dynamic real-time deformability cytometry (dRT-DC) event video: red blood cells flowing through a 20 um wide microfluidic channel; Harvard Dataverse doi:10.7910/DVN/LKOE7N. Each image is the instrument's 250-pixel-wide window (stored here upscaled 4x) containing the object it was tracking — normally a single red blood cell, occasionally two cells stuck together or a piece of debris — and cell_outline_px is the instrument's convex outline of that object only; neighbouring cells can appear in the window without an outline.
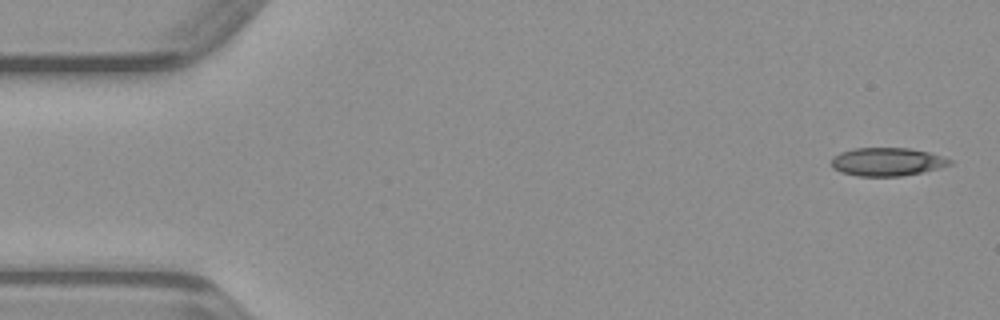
{"species": "common noctule bat (a hibernating species)", "species_latin": "Nyctalus noctula", "temperature_condition": "warm", "stored_images_in_passage": 14, "camera_frame_rate_fps": 3000, "um_per_image_px": 0.085, "animal": {"sex": "male", "body_mass_g": 23.1, "forearm_length_mm": 52.7}, "frame": {"image": 1, "passage_image": 1, "time_ms": 0.0, "image_size_px": [1000, 320], "cell_outline_px": [[952, 164], [920, 172], [900, 176], [860, 176], [840, 172], [832, 168], [832, 156], [840, 152], [856, 148], [908, 148], [928, 152], [952, 160]], "centroid_in_image_um": [75.35, 13.75], "position_along_channel_um": 9.7, "area_um2": 19.25}}
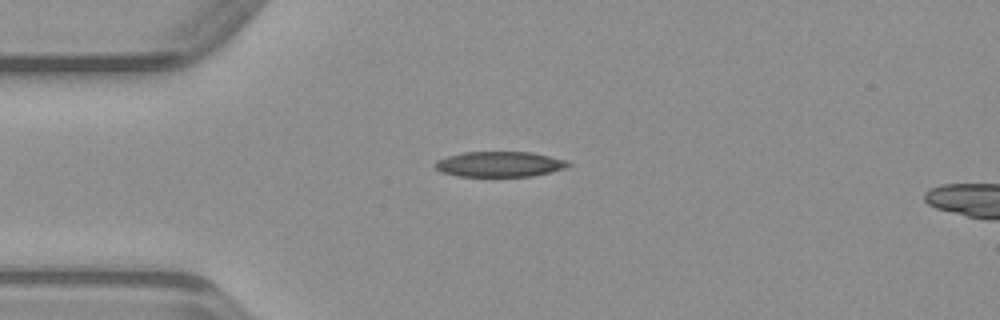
{"frame": {"image": 2, "passage_image": 11, "time_ms": 3.333, "image_size_px": [1000, 320], "cell_outline_px": [[572, 164], [564, 168], [532, 176], [460, 176], [444, 172], [436, 168], [432, 164], [436, 160], [448, 156], [464, 152], [532, 152], [564, 160]], "centroid_in_image_um": [42.43, 13.95], "position_along_channel_um": 42.6, "area_um2": 19.36}}